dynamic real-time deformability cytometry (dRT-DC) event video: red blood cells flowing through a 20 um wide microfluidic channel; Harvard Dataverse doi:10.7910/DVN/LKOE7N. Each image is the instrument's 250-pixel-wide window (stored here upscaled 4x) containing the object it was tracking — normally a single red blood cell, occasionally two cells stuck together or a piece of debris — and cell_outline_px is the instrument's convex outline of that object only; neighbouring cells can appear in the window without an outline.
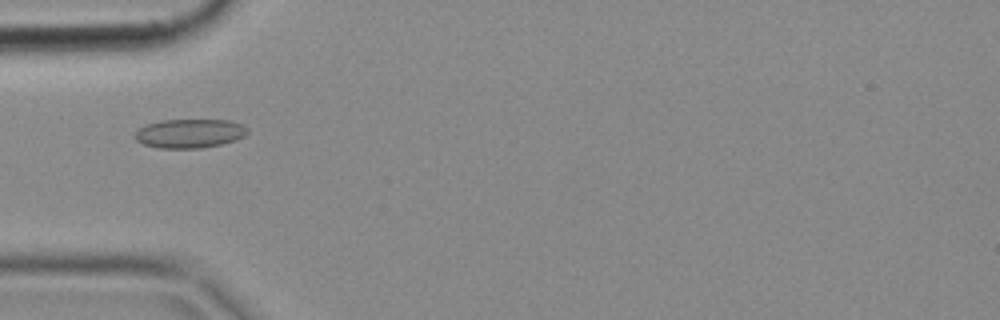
{"species": "common noctule bat (a hibernating species)", "species_latin": "Nyctalus noctula", "temperature_condition": "cold", "stored_images_in_passage": 51, "camera_frame_rate_fps": 3000, "um_per_image_px": 0.085, "animal": {"sex": "female", "body_mass_g": 18.4}, "frame": {"image": 1, "passage_image": 16, "time_ms": 5.0, "image_size_px": [1000, 320], "cell_outline_px": [[248, 132], [244, 136], [220, 144], [200, 148], [160, 148], [144, 144], [136, 140], [136, 132], [140, 128], [148, 124], [164, 120], [228, 120], [240, 124], [248, 128]], "centroid_in_image_um": [16.13, 11.34], "position_along_channel_um": 68.9, "area_um2": 18.61}}
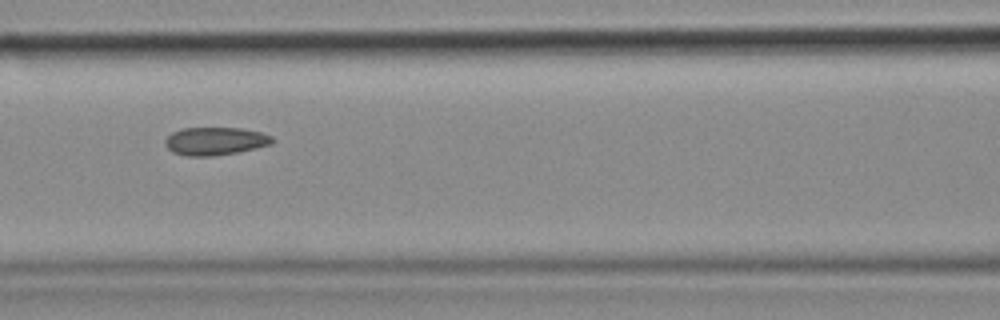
{"frame": {"image": 2, "passage_image": 22, "time_ms": 7.0, "image_size_px": [1000, 320], "cell_outline_px": [[276, 140], [272, 144], [256, 148], [236, 152], [212, 156], [188, 156], [172, 152], [164, 144], [164, 140], [172, 132], [184, 128], [240, 128], [260, 132], [272, 136]], "centroid_in_image_um": [18.3, 11.99], "position_along_channel_um": 148.3, "area_um2": 17.46}}
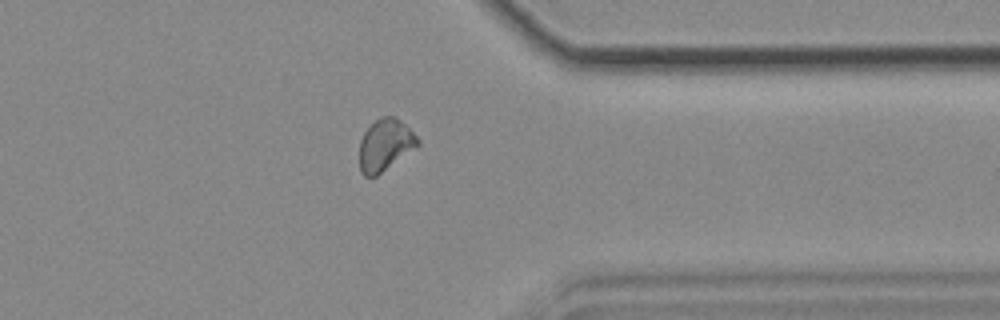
{"frame": {"image": 3, "passage_image": 40, "time_ms": 13.0, "image_size_px": [1000, 320], "cell_outline_px": [[420, 144], [376, 176], [364, 176], [360, 172], [360, 140], [364, 132], [380, 116], [396, 116], [420, 140]], "centroid_in_image_um": [32.72, 12.31], "position_along_channel_um": 378.7, "area_um2": 17.28}}